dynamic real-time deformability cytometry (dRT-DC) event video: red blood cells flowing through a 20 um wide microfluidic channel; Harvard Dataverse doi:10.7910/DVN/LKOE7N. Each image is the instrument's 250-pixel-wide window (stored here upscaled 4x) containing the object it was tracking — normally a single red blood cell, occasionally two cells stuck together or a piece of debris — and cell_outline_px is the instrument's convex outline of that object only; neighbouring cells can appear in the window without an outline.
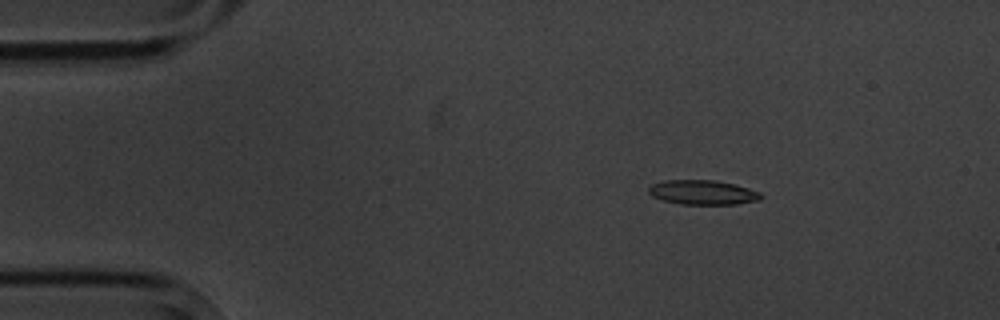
{"species": "common noctule bat (a hibernating species)", "species_latin": "Nyctalus noctula", "temperature_condition": "cold", "stored_images_in_passage": 4, "camera_frame_rate_fps": 3000, "um_per_image_px": 0.085, "animal": {"sex": "male", "body_mass_g": 20.1, "forearm_length_mm": 53.5}, "frame": {"image": 1, "passage_image": 2, "time_ms": 2.0, "image_size_px": [1000, 320], "cell_outline_px": [[764, 196], [760, 200], [736, 204], [680, 204], [664, 200], [652, 196], [648, 192], [648, 188], [652, 184], [664, 180], [712, 180], [732, 184], [748, 188], [760, 192]], "centroid_in_image_um": [59.73, 16.35], "position_along_channel_um": 25.3, "area_um2": 15.95}}